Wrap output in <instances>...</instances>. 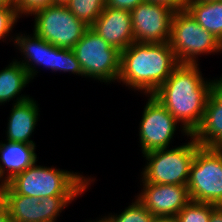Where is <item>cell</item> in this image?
<instances>
[{"label": "cell", "mask_w": 222, "mask_h": 222, "mask_svg": "<svg viewBox=\"0 0 222 222\" xmlns=\"http://www.w3.org/2000/svg\"><path fill=\"white\" fill-rule=\"evenodd\" d=\"M192 136L200 146L222 148V77L215 79L202 122Z\"/></svg>", "instance_id": "cell-14"}, {"label": "cell", "mask_w": 222, "mask_h": 222, "mask_svg": "<svg viewBox=\"0 0 222 222\" xmlns=\"http://www.w3.org/2000/svg\"><path fill=\"white\" fill-rule=\"evenodd\" d=\"M95 179L77 172L37 165V161L6 184L16 193L38 199L80 196Z\"/></svg>", "instance_id": "cell-3"}, {"label": "cell", "mask_w": 222, "mask_h": 222, "mask_svg": "<svg viewBox=\"0 0 222 222\" xmlns=\"http://www.w3.org/2000/svg\"><path fill=\"white\" fill-rule=\"evenodd\" d=\"M106 0H70L67 8L82 22L91 27L105 8Z\"/></svg>", "instance_id": "cell-21"}, {"label": "cell", "mask_w": 222, "mask_h": 222, "mask_svg": "<svg viewBox=\"0 0 222 222\" xmlns=\"http://www.w3.org/2000/svg\"><path fill=\"white\" fill-rule=\"evenodd\" d=\"M70 0H52V5L66 6Z\"/></svg>", "instance_id": "cell-32"}, {"label": "cell", "mask_w": 222, "mask_h": 222, "mask_svg": "<svg viewBox=\"0 0 222 222\" xmlns=\"http://www.w3.org/2000/svg\"><path fill=\"white\" fill-rule=\"evenodd\" d=\"M174 148L157 149L143 154L147 160L141 174L142 183L187 185L190 168L200 145L194 137Z\"/></svg>", "instance_id": "cell-4"}, {"label": "cell", "mask_w": 222, "mask_h": 222, "mask_svg": "<svg viewBox=\"0 0 222 222\" xmlns=\"http://www.w3.org/2000/svg\"><path fill=\"white\" fill-rule=\"evenodd\" d=\"M136 199L154 217H176L190 201L187 185L142 183Z\"/></svg>", "instance_id": "cell-12"}, {"label": "cell", "mask_w": 222, "mask_h": 222, "mask_svg": "<svg viewBox=\"0 0 222 222\" xmlns=\"http://www.w3.org/2000/svg\"><path fill=\"white\" fill-rule=\"evenodd\" d=\"M15 47L23 54L24 60L18 61L24 69L28 72L31 80L36 77L38 73V68L36 66L44 67V57H45V40L39 37L34 32L30 35L17 34L16 36H10ZM14 37V38H12ZM33 65V66H32Z\"/></svg>", "instance_id": "cell-18"}, {"label": "cell", "mask_w": 222, "mask_h": 222, "mask_svg": "<svg viewBox=\"0 0 222 222\" xmlns=\"http://www.w3.org/2000/svg\"><path fill=\"white\" fill-rule=\"evenodd\" d=\"M110 222H152L154 216L137 200L126 207L121 214H109Z\"/></svg>", "instance_id": "cell-23"}, {"label": "cell", "mask_w": 222, "mask_h": 222, "mask_svg": "<svg viewBox=\"0 0 222 222\" xmlns=\"http://www.w3.org/2000/svg\"><path fill=\"white\" fill-rule=\"evenodd\" d=\"M91 28L121 52L135 42L131 12L127 10L105 7Z\"/></svg>", "instance_id": "cell-13"}, {"label": "cell", "mask_w": 222, "mask_h": 222, "mask_svg": "<svg viewBox=\"0 0 222 222\" xmlns=\"http://www.w3.org/2000/svg\"><path fill=\"white\" fill-rule=\"evenodd\" d=\"M169 42H133L121 52L118 82L152 95L179 65Z\"/></svg>", "instance_id": "cell-2"}, {"label": "cell", "mask_w": 222, "mask_h": 222, "mask_svg": "<svg viewBox=\"0 0 222 222\" xmlns=\"http://www.w3.org/2000/svg\"><path fill=\"white\" fill-rule=\"evenodd\" d=\"M30 81L28 72L16 59L8 64L0 71V105L15 98V103L28 99L30 95L19 94Z\"/></svg>", "instance_id": "cell-17"}, {"label": "cell", "mask_w": 222, "mask_h": 222, "mask_svg": "<svg viewBox=\"0 0 222 222\" xmlns=\"http://www.w3.org/2000/svg\"><path fill=\"white\" fill-rule=\"evenodd\" d=\"M44 67L51 69L53 72H71L72 74L85 77L76 59L75 53L72 49H63L52 45L45 40V57Z\"/></svg>", "instance_id": "cell-20"}, {"label": "cell", "mask_w": 222, "mask_h": 222, "mask_svg": "<svg viewBox=\"0 0 222 222\" xmlns=\"http://www.w3.org/2000/svg\"><path fill=\"white\" fill-rule=\"evenodd\" d=\"M215 80H205L199 64H179L152 94L179 122L190 137L202 122L206 101Z\"/></svg>", "instance_id": "cell-1"}, {"label": "cell", "mask_w": 222, "mask_h": 222, "mask_svg": "<svg viewBox=\"0 0 222 222\" xmlns=\"http://www.w3.org/2000/svg\"><path fill=\"white\" fill-rule=\"evenodd\" d=\"M152 222H178L176 217H154Z\"/></svg>", "instance_id": "cell-30"}, {"label": "cell", "mask_w": 222, "mask_h": 222, "mask_svg": "<svg viewBox=\"0 0 222 222\" xmlns=\"http://www.w3.org/2000/svg\"><path fill=\"white\" fill-rule=\"evenodd\" d=\"M209 222H222V206H217L211 212Z\"/></svg>", "instance_id": "cell-28"}, {"label": "cell", "mask_w": 222, "mask_h": 222, "mask_svg": "<svg viewBox=\"0 0 222 222\" xmlns=\"http://www.w3.org/2000/svg\"><path fill=\"white\" fill-rule=\"evenodd\" d=\"M130 12L135 42H169L174 9L164 4L144 1Z\"/></svg>", "instance_id": "cell-11"}, {"label": "cell", "mask_w": 222, "mask_h": 222, "mask_svg": "<svg viewBox=\"0 0 222 222\" xmlns=\"http://www.w3.org/2000/svg\"><path fill=\"white\" fill-rule=\"evenodd\" d=\"M85 78L111 83L118 80L121 51L111 46L91 27L72 49Z\"/></svg>", "instance_id": "cell-6"}, {"label": "cell", "mask_w": 222, "mask_h": 222, "mask_svg": "<svg viewBox=\"0 0 222 222\" xmlns=\"http://www.w3.org/2000/svg\"><path fill=\"white\" fill-rule=\"evenodd\" d=\"M33 32L54 46L73 49L89 28L67 6L50 5L33 11Z\"/></svg>", "instance_id": "cell-8"}, {"label": "cell", "mask_w": 222, "mask_h": 222, "mask_svg": "<svg viewBox=\"0 0 222 222\" xmlns=\"http://www.w3.org/2000/svg\"><path fill=\"white\" fill-rule=\"evenodd\" d=\"M3 190L4 189H0V204L3 202Z\"/></svg>", "instance_id": "cell-35"}, {"label": "cell", "mask_w": 222, "mask_h": 222, "mask_svg": "<svg viewBox=\"0 0 222 222\" xmlns=\"http://www.w3.org/2000/svg\"><path fill=\"white\" fill-rule=\"evenodd\" d=\"M19 16L16 7L0 5V40L4 42L11 35Z\"/></svg>", "instance_id": "cell-24"}, {"label": "cell", "mask_w": 222, "mask_h": 222, "mask_svg": "<svg viewBox=\"0 0 222 222\" xmlns=\"http://www.w3.org/2000/svg\"><path fill=\"white\" fill-rule=\"evenodd\" d=\"M217 206L210 203L190 201L176 215L178 222H209L211 212Z\"/></svg>", "instance_id": "cell-22"}, {"label": "cell", "mask_w": 222, "mask_h": 222, "mask_svg": "<svg viewBox=\"0 0 222 222\" xmlns=\"http://www.w3.org/2000/svg\"><path fill=\"white\" fill-rule=\"evenodd\" d=\"M79 196H50L35 198L16 194L7 184L3 190V203L11 222H56L65 207Z\"/></svg>", "instance_id": "cell-9"}, {"label": "cell", "mask_w": 222, "mask_h": 222, "mask_svg": "<svg viewBox=\"0 0 222 222\" xmlns=\"http://www.w3.org/2000/svg\"><path fill=\"white\" fill-rule=\"evenodd\" d=\"M187 1L211 2V1H220V0H187Z\"/></svg>", "instance_id": "cell-34"}, {"label": "cell", "mask_w": 222, "mask_h": 222, "mask_svg": "<svg viewBox=\"0 0 222 222\" xmlns=\"http://www.w3.org/2000/svg\"><path fill=\"white\" fill-rule=\"evenodd\" d=\"M89 222H110V221H109L108 217L105 215V216H103V218L97 219L96 221L91 220Z\"/></svg>", "instance_id": "cell-33"}, {"label": "cell", "mask_w": 222, "mask_h": 222, "mask_svg": "<svg viewBox=\"0 0 222 222\" xmlns=\"http://www.w3.org/2000/svg\"><path fill=\"white\" fill-rule=\"evenodd\" d=\"M169 43L181 64H200L198 56L222 53V42L202 28L186 8L174 12Z\"/></svg>", "instance_id": "cell-5"}, {"label": "cell", "mask_w": 222, "mask_h": 222, "mask_svg": "<svg viewBox=\"0 0 222 222\" xmlns=\"http://www.w3.org/2000/svg\"><path fill=\"white\" fill-rule=\"evenodd\" d=\"M145 0H106L105 7L131 11Z\"/></svg>", "instance_id": "cell-26"}, {"label": "cell", "mask_w": 222, "mask_h": 222, "mask_svg": "<svg viewBox=\"0 0 222 222\" xmlns=\"http://www.w3.org/2000/svg\"><path fill=\"white\" fill-rule=\"evenodd\" d=\"M0 5L16 7V0H0Z\"/></svg>", "instance_id": "cell-31"}, {"label": "cell", "mask_w": 222, "mask_h": 222, "mask_svg": "<svg viewBox=\"0 0 222 222\" xmlns=\"http://www.w3.org/2000/svg\"><path fill=\"white\" fill-rule=\"evenodd\" d=\"M197 23L222 42V0L187 1L185 7Z\"/></svg>", "instance_id": "cell-19"}, {"label": "cell", "mask_w": 222, "mask_h": 222, "mask_svg": "<svg viewBox=\"0 0 222 222\" xmlns=\"http://www.w3.org/2000/svg\"><path fill=\"white\" fill-rule=\"evenodd\" d=\"M187 188L191 201L222 206V148L196 150Z\"/></svg>", "instance_id": "cell-7"}, {"label": "cell", "mask_w": 222, "mask_h": 222, "mask_svg": "<svg viewBox=\"0 0 222 222\" xmlns=\"http://www.w3.org/2000/svg\"><path fill=\"white\" fill-rule=\"evenodd\" d=\"M12 104L6 128V141L36 145L30 138L39 121V104L32 97Z\"/></svg>", "instance_id": "cell-15"}, {"label": "cell", "mask_w": 222, "mask_h": 222, "mask_svg": "<svg viewBox=\"0 0 222 222\" xmlns=\"http://www.w3.org/2000/svg\"><path fill=\"white\" fill-rule=\"evenodd\" d=\"M0 222H11L7 207L3 202L0 204Z\"/></svg>", "instance_id": "cell-29"}, {"label": "cell", "mask_w": 222, "mask_h": 222, "mask_svg": "<svg viewBox=\"0 0 222 222\" xmlns=\"http://www.w3.org/2000/svg\"><path fill=\"white\" fill-rule=\"evenodd\" d=\"M145 1L164 4L171 7L175 11L184 9L186 7V2H187V0H145Z\"/></svg>", "instance_id": "cell-27"}, {"label": "cell", "mask_w": 222, "mask_h": 222, "mask_svg": "<svg viewBox=\"0 0 222 222\" xmlns=\"http://www.w3.org/2000/svg\"><path fill=\"white\" fill-rule=\"evenodd\" d=\"M5 183H3V181L0 178V189H4Z\"/></svg>", "instance_id": "cell-36"}, {"label": "cell", "mask_w": 222, "mask_h": 222, "mask_svg": "<svg viewBox=\"0 0 222 222\" xmlns=\"http://www.w3.org/2000/svg\"><path fill=\"white\" fill-rule=\"evenodd\" d=\"M52 5V0H16V9L20 17H26L36 9Z\"/></svg>", "instance_id": "cell-25"}, {"label": "cell", "mask_w": 222, "mask_h": 222, "mask_svg": "<svg viewBox=\"0 0 222 222\" xmlns=\"http://www.w3.org/2000/svg\"><path fill=\"white\" fill-rule=\"evenodd\" d=\"M6 142H0V178L5 184L38 161L36 145Z\"/></svg>", "instance_id": "cell-16"}, {"label": "cell", "mask_w": 222, "mask_h": 222, "mask_svg": "<svg viewBox=\"0 0 222 222\" xmlns=\"http://www.w3.org/2000/svg\"><path fill=\"white\" fill-rule=\"evenodd\" d=\"M142 119L139 124V141L142 154L169 148L179 123L152 95H147Z\"/></svg>", "instance_id": "cell-10"}]
</instances>
